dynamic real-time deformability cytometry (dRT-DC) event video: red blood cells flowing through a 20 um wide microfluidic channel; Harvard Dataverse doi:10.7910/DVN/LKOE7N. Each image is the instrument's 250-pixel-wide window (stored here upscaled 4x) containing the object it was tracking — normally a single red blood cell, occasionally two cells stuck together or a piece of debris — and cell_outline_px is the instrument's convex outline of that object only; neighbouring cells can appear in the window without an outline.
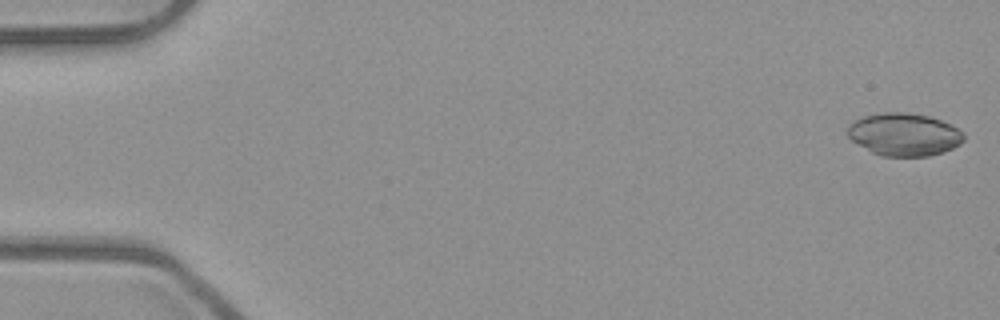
{"species": "common noctule bat (a hibernating species)", "species_latin": "Nyctalus noctula", "temperature_condition": "room temperature", "stored_images_in_passage": 52, "camera_frame_rate_fps": 3000, "um_per_image_px": 0.085, "animal": {"sex": "male", "body_mass_g": 23.1, "forearm_length_mm": 52.7}, "frame": {"image": 1, "passage_image": 1, "time_ms": 0.0, "image_size_px": [1000, 320], "cell_outline_px": [[964, 140], [960, 144], [944, 152], [928, 156], [880, 156], [872, 152], [852, 140], [844, 132], [848, 124], [860, 116], [880, 112], [904, 112], [928, 116], [940, 120], [964, 132]], "centroid_in_image_um": [76.8, 11.42], "position_along_channel_um": 8.2, "area_um2": 29.13}}
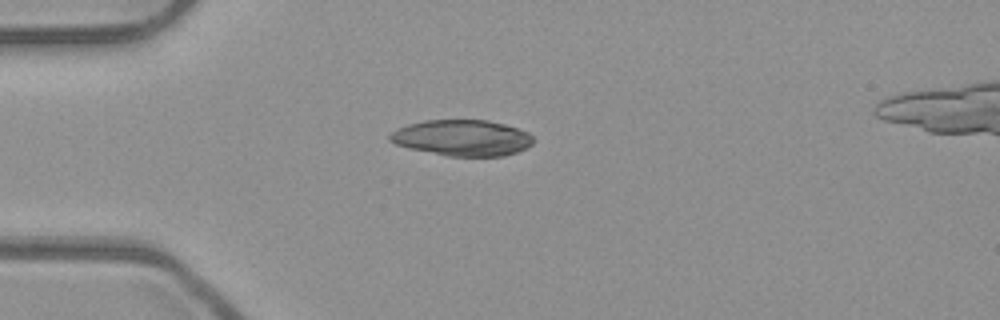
{"frame": {"image": 2, "passage_image": 14, "time_ms": 4.333, "image_size_px": [1000, 320], "cell_outline_px": [[536, 140], [532, 144], [516, 152], [504, 156], [448, 156], [408, 148], [396, 144], [388, 140], [388, 136], [392, 132], [408, 124], [424, 120], [488, 120], [504, 124], [528, 132]], "centroid_in_image_um": [39.29, 11.72], "position_along_channel_um": 45.7, "area_um2": 30.06}}